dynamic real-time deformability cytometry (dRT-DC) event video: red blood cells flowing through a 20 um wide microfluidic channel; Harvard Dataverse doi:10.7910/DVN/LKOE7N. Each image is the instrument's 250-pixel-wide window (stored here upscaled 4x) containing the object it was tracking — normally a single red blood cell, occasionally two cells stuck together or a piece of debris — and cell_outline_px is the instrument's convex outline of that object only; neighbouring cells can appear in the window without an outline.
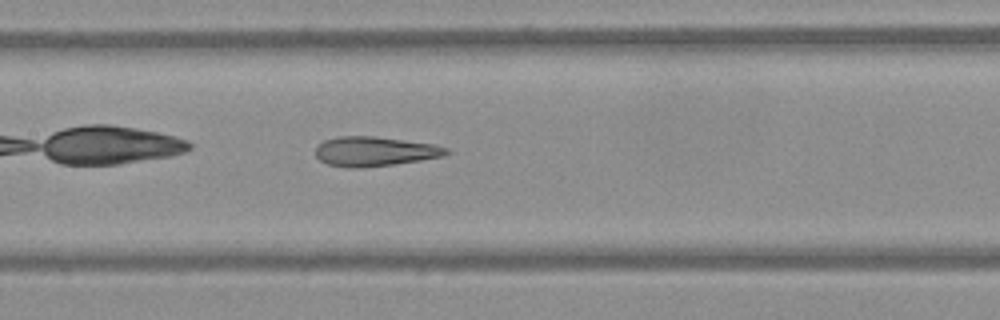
{"species": "Egyptian fruit bat (a non-hibernating species)", "species_latin": "Rousettus aegyptiacus", "temperature_condition": "warm", "stored_images_in_passage": 39, "camera_frame_rate_fps": 3000, "um_per_image_px": 0.085, "frame": {"image": 1, "passage_image": 12, "time_ms": 3.667, "image_size_px": [1000, 320], "cell_outline_px": [[452, 152], [444, 156], [420, 160], [392, 164], [356, 168], [348, 168], [328, 164], [320, 160], [316, 156], [316, 144], [324, 140], [336, 136], [376, 136], [436, 144], [448, 148]], "centroid_in_image_um": [31.86, 12.85], "position_along_channel_um": 175.5, "area_um2": 22.72}}
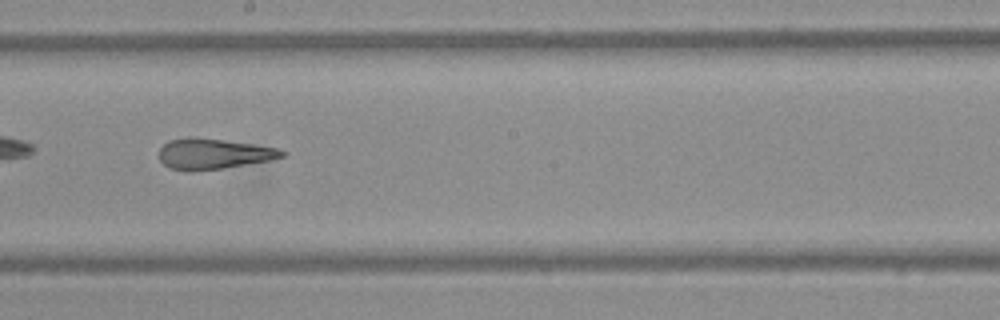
{"frame": {"image": 2, "passage_image": 17, "time_ms": 5.333, "image_size_px": [1000, 320], "cell_outline_px": [[288, 156], [268, 160], [220, 168], [192, 172], [188, 172], [168, 168], [160, 160], [160, 148], [168, 140], [188, 136], [196, 136], [252, 144], [276, 148], [288, 152]], "centroid_in_image_um": [18.1, 13.07], "position_along_channel_um": 230.1, "area_um2": 22.02}}
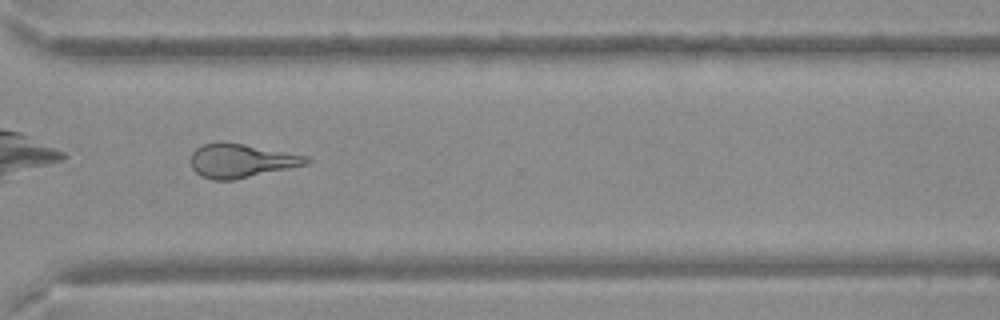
{"frame": {"image": 3, "passage_image": 28, "time_ms": 9.0, "image_size_px": [1000, 320], "cell_outline_px": [[312, 160], [308, 164], [236, 180], [212, 180], [200, 176], [192, 168], [188, 160], [192, 152], [196, 148], [204, 144], [220, 140], [244, 144], [308, 156]], "centroid_in_image_um": [20.46, 13.66], "position_along_channel_um": 350.1, "area_um2": 23.24}}